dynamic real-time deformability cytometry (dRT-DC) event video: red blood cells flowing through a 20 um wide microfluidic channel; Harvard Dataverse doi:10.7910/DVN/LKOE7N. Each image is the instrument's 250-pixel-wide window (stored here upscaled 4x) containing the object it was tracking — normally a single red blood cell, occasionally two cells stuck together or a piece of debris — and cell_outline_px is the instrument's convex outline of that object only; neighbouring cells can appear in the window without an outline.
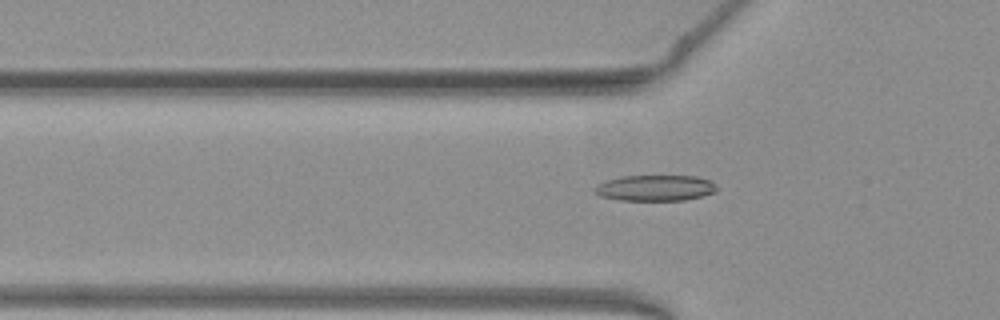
{"species": "common noctule bat (a hibernating species)", "species_latin": "Nyctalus noctula", "temperature_condition": "warm", "stored_images_in_passage": 53, "camera_frame_rate_fps": 3000, "um_per_image_px": 0.085, "animal": {"sex": "female", "body_mass_g": 19.3, "forearm_length_mm": 54.1}, "frame": {"image": 1, "passage_image": 18, "time_ms": 5.667, "image_size_px": [1000, 320], "cell_outline_px": [[716, 192], [684, 200], [620, 200], [600, 196], [592, 192], [592, 188], [596, 184], [620, 176], [696, 176], [708, 180], [716, 184]], "centroid_in_image_um": [55.63, 15.97], "position_along_channel_um": 70.2, "area_um2": 18.44}}
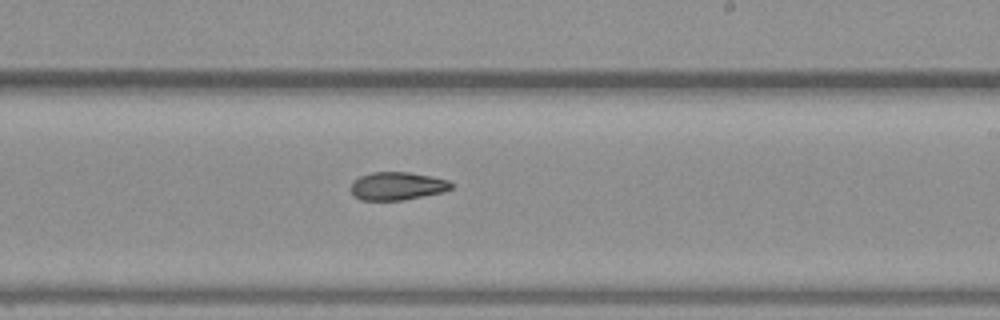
{"frame": {"image": 2, "passage_image": 32, "time_ms": 10.333, "image_size_px": [1000, 320], "cell_outline_px": [[452, 188], [444, 192], [404, 200], [360, 200], [352, 196], [352, 184], [360, 176], [372, 172], [408, 172], [432, 176], [448, 180], [452, 184]], "centroid_in_image_um": [33.78, 15.82], "position_along_channel_um": 255.2, "area_um2": 16.42}}
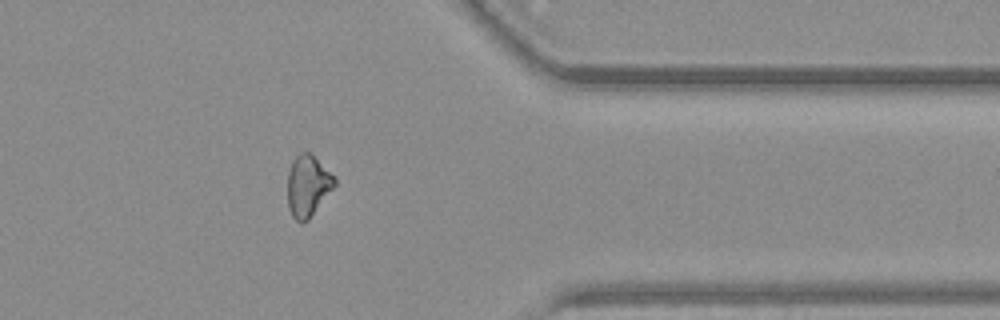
{"frame": {"image": 3, "passage_image": 43, "time_ms": 14.0, "image_size_px": [1000, 320], "cell_outline_px": [[336, 184], [308, 220], [300, 224], [292, 216], [288, 208], [288, 172], [292, 160], [300, 152], [312, 152], [336, 176]], "centroid_in_image_um": [26.18, 15.76], "position_along_channel_um": 385.2, "area_um2": 17.11}, "authors_computed_cell_mechanics": {"area_um2": 17.4556, "velocity_mm_per_s": 3.9526, "shape_relaxation_time_tau1_ms": 5.6959, "shape_relaxation_time_tau2_ms": 6.4019, "deformation_change_tau1": 0.1354, "deformation_change_tau2": 0.1464}}